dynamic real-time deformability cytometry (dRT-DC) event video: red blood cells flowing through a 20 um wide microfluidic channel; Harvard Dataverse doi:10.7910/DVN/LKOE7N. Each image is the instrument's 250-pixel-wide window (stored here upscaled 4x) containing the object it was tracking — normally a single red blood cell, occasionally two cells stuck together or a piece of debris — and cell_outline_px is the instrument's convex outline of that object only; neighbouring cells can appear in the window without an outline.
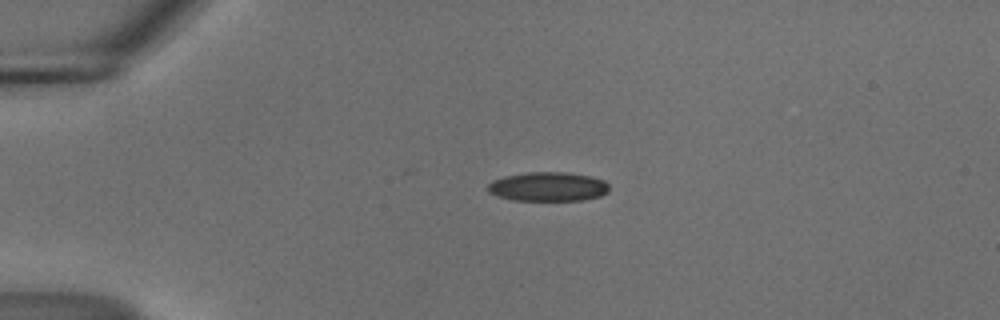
{"species": "common noctule bat (a hibernating species)", "species_latin": "Nyctalus noctula", "temperature_condition": "cold", "stored_images_in_passage": 43, "camera_frame_rate_fps": 3000, "um_per_image_px": 0.085, "animal": {"sex": "male", "body_mass_g": 18.8}, "frame": {"image": 1, "passage_image": 1, "time_ms": 0.0, "image_size_px": [1000, 320], "cell_outline_px": [[604, 192], [592, 196], [568, 200], [532, 200], [508, 196], [496, 192], [492, 188], [492, 184], [500, 180], [516, 176], [580, 176], [596, 180], [604, 184]], "centroid_in_image_um": [46.64, 15.94], "position_along_channel_um": 38.4, "area_um2": 16.24}}
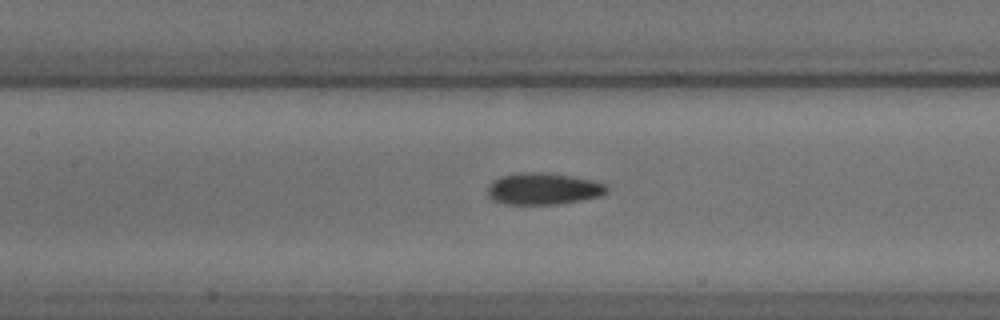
{"frame": {"image": 2, "passage_image": 14, "time_ms": 4.333, "image_size_px": [1000, 320], "cell_outline_px": [[600, 192], [584, 196], [556, 200], [516, 200], [504, 196], [496, 192], [496, 184], [504, 180], [532, 176], [572, 180], [592, 184], [600, 188]], "centroid_in_image_um": [46.26, 16.04], "position_along_channel_um": 161.1, "area_um2": 13.64}}
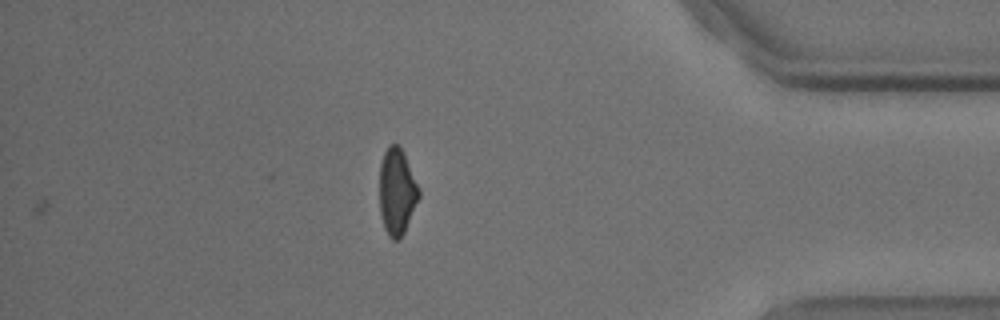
{"frame": {"image": 3, "passage_image": 36, "time_ms": 11.667, "image_size_px": [1000, 320], "cell_outline_px": [[416, 200], [404, 228], [400, 236], [392, 236], [384, 220], [380, 196], [380, 176], [384, 156], [388, 148], [392, 144], [396, 144], [404, 160], [416, 188]], "centroid_in_image_um": [33.68, 16.24], "position_along_channel_um": 401.5, "area_um2": 16.65}, "authors_computed_cell_mechanics": {"area_um2": 15.7216, "velocity_mm_per_s": 3.7245, "shape_relaxation_time_tau1_ms": null, "shape_relaxation_time_tau2_ms": 4.5408, "deformation_change_tau1": null, "deformation_change_tau2": 0.1123}}